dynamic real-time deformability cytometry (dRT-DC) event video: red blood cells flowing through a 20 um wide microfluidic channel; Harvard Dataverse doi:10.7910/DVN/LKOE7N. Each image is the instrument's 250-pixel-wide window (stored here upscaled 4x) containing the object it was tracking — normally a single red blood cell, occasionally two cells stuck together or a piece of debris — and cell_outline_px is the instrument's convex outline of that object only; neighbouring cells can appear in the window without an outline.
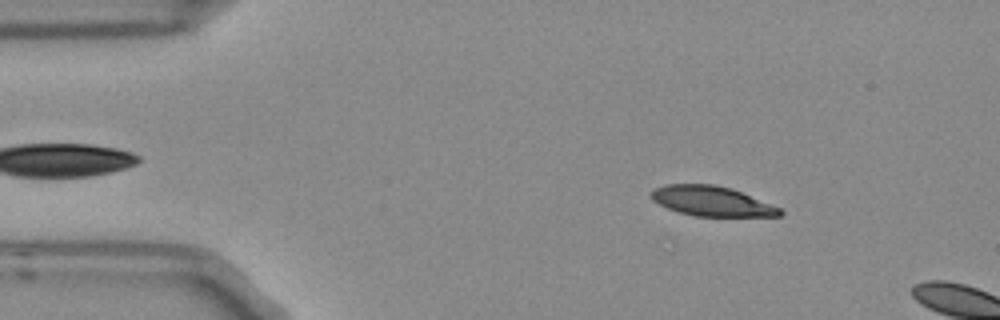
{"species": "Egyptian fruit bat (a non-hibernating species)", "species_latin": "Rousettus aegyptiacus", "temperature_condition": "room temperature", "stored_images_in_passage": 3, "camera_frame_rate_fps": 3000, "um_per_image_px": 0.085, "frame": {"image": 1, "passage_image": 2, "time_ms": 0.333, "image_size_px": [1000, 320], "cell_outline_px": [[784, 212], [780, 216], [696, 216], [680, 212], [668, 208], [652, 200], [648, 196], [648, 192], [652, 188], [664, 184], [712, 184], [732, 188], [780, 208]], "centroid_in_image_um": [60.43, 17.08], "position_along_channel_um": 24.6, "area_um2": 22.48}}